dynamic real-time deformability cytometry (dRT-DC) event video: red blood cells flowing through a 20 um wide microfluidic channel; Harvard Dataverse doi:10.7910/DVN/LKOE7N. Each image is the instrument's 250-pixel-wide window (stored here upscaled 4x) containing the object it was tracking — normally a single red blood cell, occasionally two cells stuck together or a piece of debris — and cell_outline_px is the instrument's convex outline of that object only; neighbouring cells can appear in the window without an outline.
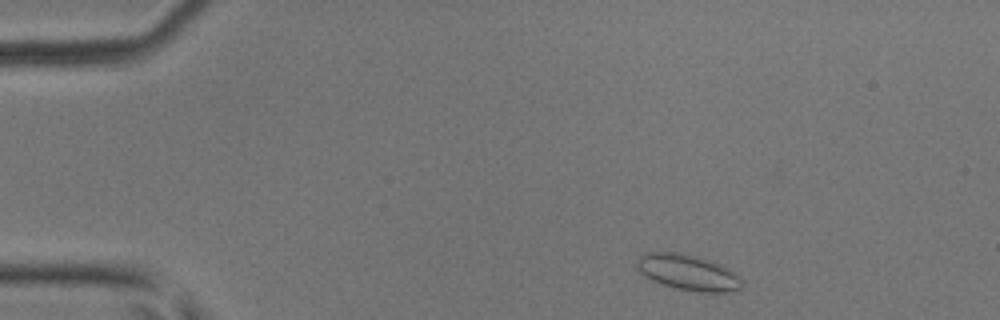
{"species": "common noctule bat (a hibernating species)", "species_latin": "Nyctalus noctula", "temperature_condition": "room temperature", "stored_images_in_passage": 36, "camera_frame_rate_fps": 3000, "um_per_image_px": 0.085, "animal": {"sex": "male", "body_mass_g": 17.9, "forearm_length_mm": 54.2}, "frame": {"image": 1, "passage_image": 2, "time_ms": 0.333, "image_size_px": [1000, 320], "cell_outline_px": [[744, 284], [740, 292], [700, 292], [676, 288], [652, 280], [644, 276], [636, 268], [636, 260], [644, 252], [676, 252], [696, 256], [732, 268], [740, 276]], "centroid_in_image_um": [58.54, 23.16], "position_along_channel_um": 26.5, "area_um2": 22.31}}
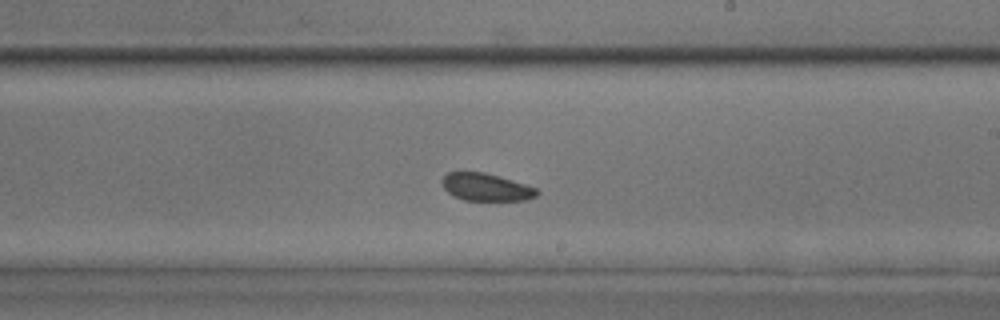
{"frame": {"image": 2, "passage_image": 23, "time_ms": 7.333, "image_size_px": [1000, 320], "cell_outline_px": [[540, 192], [536, 196], [524, 200], [464, 200], [452, 196], [444, 188], [440, 180], [448, 172], [484, 172], [500, 176], [536, 188]], "centroid_in_image_um": [41.29, 15.9], "position_along_channel_um": 247.7, "area_um2": 15.2}}
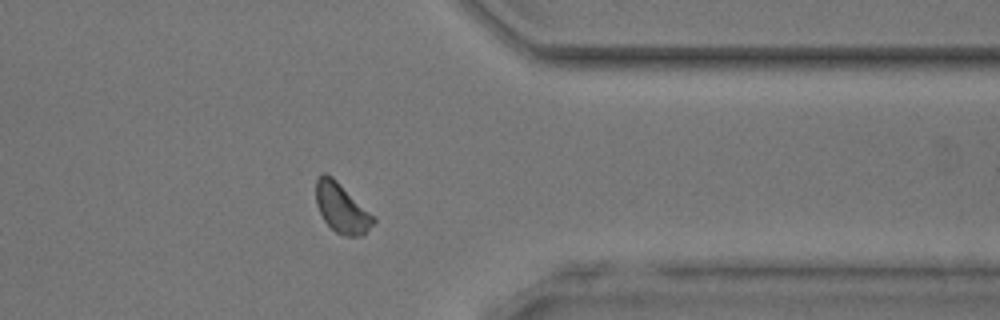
{"frame": {"image": 3, "passage_image": 33, "time_ms": 10.667, "image_size_px": [1000, 320], "cell_outline_px": [[376, 220], [364, 236], [344, 236], [336, 232], [324, 220], [316, 204], [316, 180], [324, 172], [332, 176], [376, 216]], "centroid_in_image_um": [29.08, 17.69], "position_along_channel_um": 382.3, "area_um2": 16.7}}